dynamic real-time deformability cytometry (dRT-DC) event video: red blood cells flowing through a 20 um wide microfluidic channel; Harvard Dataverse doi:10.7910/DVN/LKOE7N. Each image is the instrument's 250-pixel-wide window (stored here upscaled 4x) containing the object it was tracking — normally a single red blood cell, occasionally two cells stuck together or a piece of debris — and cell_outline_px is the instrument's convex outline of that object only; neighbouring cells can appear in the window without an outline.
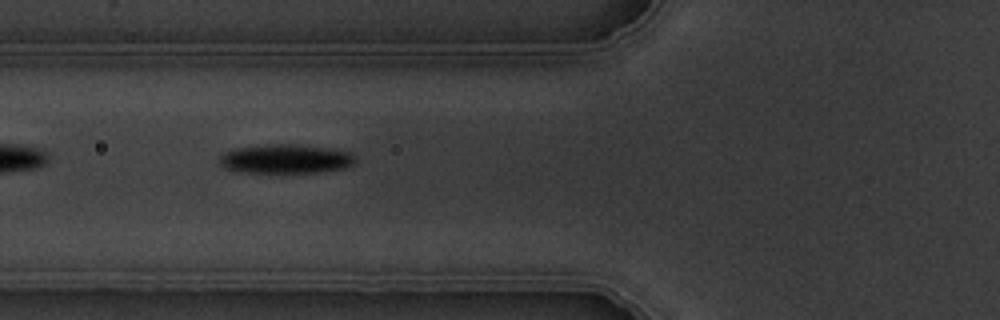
{"species": "common noctule bat (a hibernating species)", "species_latin": "Nyctalus noctula", "temperature_condition": "warm", "stored_images_in_passage": 11, "camera_frame_rate_fps": 3000, "um_per_image_px": 0.085, "animal": {"sex": "male", "body_mass_g": 19.5, "forearm_length_mm": 54.6}, "frame": {"image": 1, "passage_image": 7, "time_ms": 7.667, "image_size_px": [1000, 320], "cell_outline_px": [[356, 160], [352, 164], [344, 168], [320, 172], [240, 172], [224, 168], [220, 164], [220, 156], [224, 152], [232, 148], [276, 144], [300, 144], [328, 148], [352, 152], [356, 156]], "centroid_in_image_um": [24.29, 13.5], "position_along_channel_um": 101.5, "area_um2": 23.12}}